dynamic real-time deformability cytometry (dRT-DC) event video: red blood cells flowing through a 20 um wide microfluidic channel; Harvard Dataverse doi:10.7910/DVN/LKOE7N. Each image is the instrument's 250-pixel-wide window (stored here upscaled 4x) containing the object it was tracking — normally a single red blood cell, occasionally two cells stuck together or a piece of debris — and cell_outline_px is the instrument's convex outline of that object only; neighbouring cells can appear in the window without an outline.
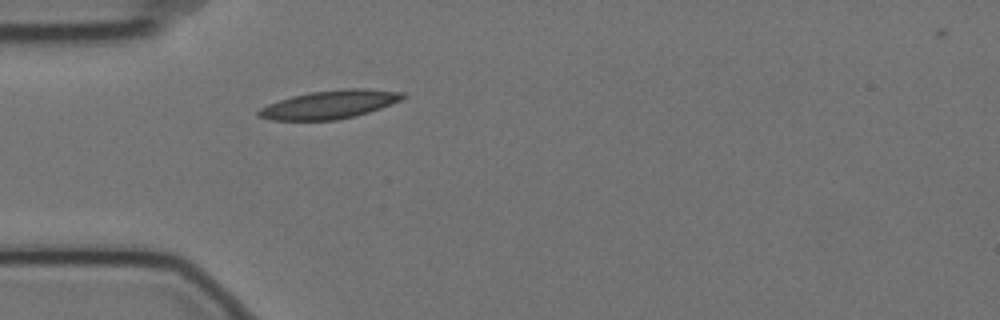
{"species": "Egyptian fruit bat (a non-hibernating species)", "species_latin": "Rousettus aegyptiacus", "temperature_condition": "cold", "stored_images_in_passage": 2, "camera_frame_rate_fps": 3000, "um_per_image_px": 0.085, "animal": {"sex": "female"}, "frame": {"image": 1, "passage_image": 1, "time_ms": 0.0, "image_size_px": [1000, 320], "cell_outline_px": [[408, 96], [400, 100], [380, 108], [356, 116], [336, 120], [272, 120], [256, 116], [256, 112], [260, 108], [268, 104], [292, 96], [308, 92], [344, 88], [364, 88], [404, 92]], "centroid_in_image_um": [28.01, 8.87], "position_along_channel_um": 57.0, "area_um2": 23.93}}